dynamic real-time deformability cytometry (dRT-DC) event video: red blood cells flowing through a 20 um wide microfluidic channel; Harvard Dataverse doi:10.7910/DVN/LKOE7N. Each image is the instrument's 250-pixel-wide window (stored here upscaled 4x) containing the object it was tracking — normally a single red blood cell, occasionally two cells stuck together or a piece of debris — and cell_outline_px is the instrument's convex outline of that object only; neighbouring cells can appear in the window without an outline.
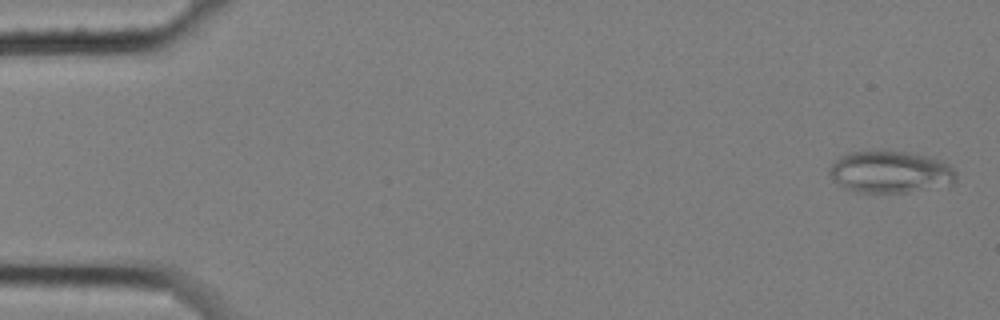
{"species": "common noctule bat (a hibernating species)", "species_latin": "Nyctalus noctula", "temperature_condition": "cold", "stored_images_in_passage": 5, "camera_frame_rate_fps": 3000, "um_per_image_px": 0.085, "animal": {"sex": "female", "body_mass_g": 25.1}, "frame": {"image": 1, "passage_image": 1, "time_ms": 0.0, "image_size_px": [1000, 320], "cell_outline_px": [[956, 180], [952, 184], [908, 192], [856, 192], [844, 188], [828, 172], [832, 164], [840, 156], [848, 152], [884, 148], [908, 152], [928, 156], [940, 160], [948, 164], [956, 172]], "centroid_in_image_um": [75.67, 14.57], "position_along_channel_um": 9.3, "area_um2": 31.39}}